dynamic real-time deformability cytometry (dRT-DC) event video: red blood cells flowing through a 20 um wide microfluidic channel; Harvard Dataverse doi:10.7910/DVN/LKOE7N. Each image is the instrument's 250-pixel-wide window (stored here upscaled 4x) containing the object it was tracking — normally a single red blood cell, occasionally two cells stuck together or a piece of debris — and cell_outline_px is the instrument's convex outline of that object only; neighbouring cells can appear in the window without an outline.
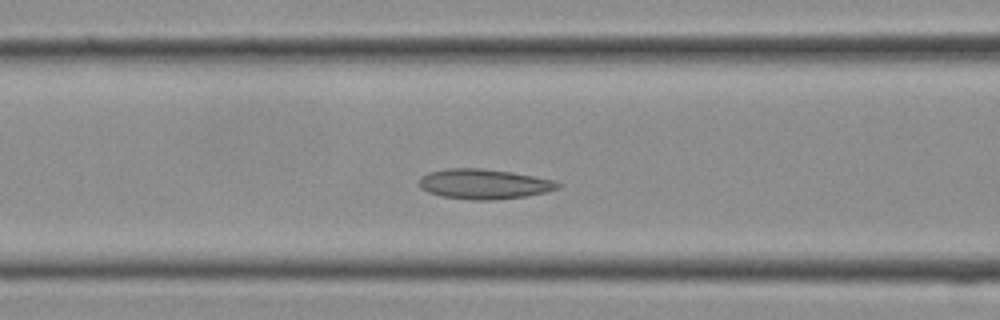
{"species": "Egyptian fruit bat (a non-hibernating species)", "species_latin": "Rousettus aegyptiacus", "temperature_condition": "cold", "stored_images_in_passage": 14, "camera_frame_rate_fps": 3000, "um_per_image_px": 0.085, "frame": {"image": 1, "passage_image": 10, "time_ms": 3.0, "image_size_px": [1000, 320], "cell_outline_px": [[564, 184], [560, 188], [528, 196], [492, 200], [476, 200], [444, 196], [428, 192], [420, 188], [420, 176], [428, 172], [448, 168], [480, 168], [512, 172], [552, 180]], "centroid_in_image_um": [41.15, 15.63], "position_along_channel_um": 125.4, "area_um2": 24.16}}
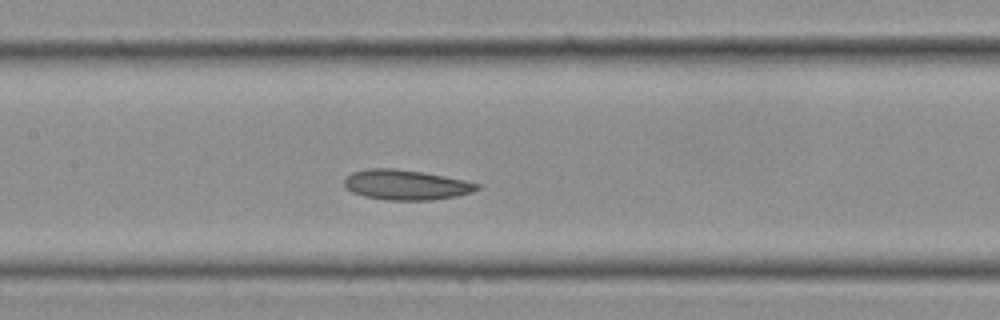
{"frame": {"image": 2, "passage_image": 12, "time_ms": 3.667, "image_size_px": [1000, 320], "cell_outline_px": [[480, 188], [472, 192], [456, 196], [428, 200], [388, 200], [364, 196], [352, 192], [344, 184], [344, 180], [352, 172], [368, 168], [392, 168], [420, 172], [464, 180], [480, 184]], "centroid_in_image_um": [34.5, 15.71], "position_along_channel_um": 172.9, "area_um2": 22.95}}
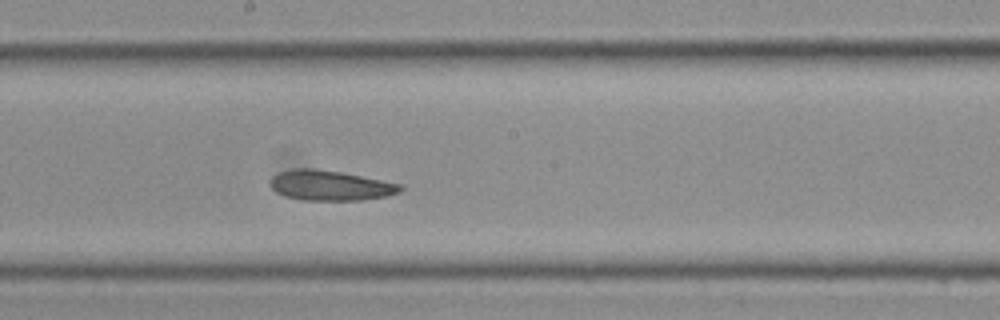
{"frame": {"image": 3, "passage_image": 14, "time_ms": 4.333, "image_size_px": [1000, 320], "cell_outline_px": [[404, 188], [400, 192], [388, 196], [360, 200], [304, 200], [288, 196], [276, 192], [272, 188], [272, 176], [280, 172], [292, 168], [312, 168], [340, 172], [404, 184]], "centroid_in_image_um": [28.14, 15.76], "position_along_channel_um": 220.1, "area_um2": 22.72}}